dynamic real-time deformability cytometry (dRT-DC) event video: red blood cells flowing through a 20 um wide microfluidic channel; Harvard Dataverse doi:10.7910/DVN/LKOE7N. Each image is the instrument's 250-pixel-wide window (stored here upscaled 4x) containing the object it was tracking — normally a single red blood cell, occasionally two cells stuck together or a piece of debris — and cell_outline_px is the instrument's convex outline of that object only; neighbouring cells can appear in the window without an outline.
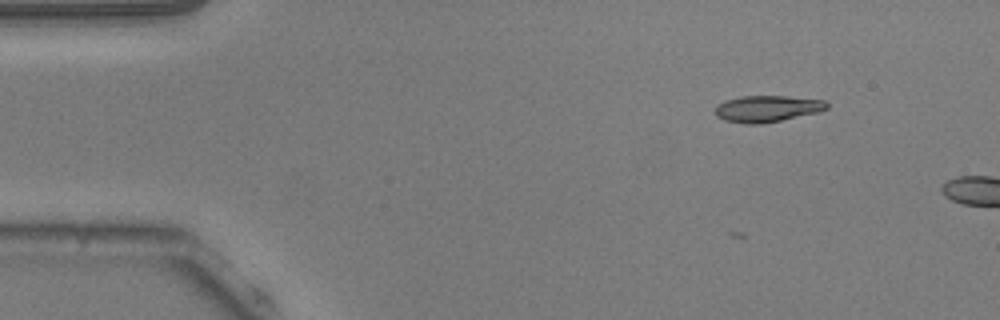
{"species": "common noctule bat (a hibernating species)", "species_latin": "Nyctalus noctula", "temperature_condition": "warm", "stored_images_in_passage": 5, "camera_frame_rate_fps": 3000, "um_per_image_px": 0.085, "animal": {"sex": "male", "body_mass_g": 20.5, "forearm_length_mm": 52.5}, "frame": {"image": 1, "passage_image": 2, "time_ms": 0.333, "image_size_px": [1000, 320], "cell_outline_px": [[828, 108], [820, 112], [760, 124], [748, 124], [724, 120], [716, 116], [716, 104], [724, 100], [740, 96], [788, 96], [824, 100], [828, 104]], "centroid_in_image_um": [65.2, 9.23], "position_along_channel_um": 19.8, "area_um2": 17.28}}